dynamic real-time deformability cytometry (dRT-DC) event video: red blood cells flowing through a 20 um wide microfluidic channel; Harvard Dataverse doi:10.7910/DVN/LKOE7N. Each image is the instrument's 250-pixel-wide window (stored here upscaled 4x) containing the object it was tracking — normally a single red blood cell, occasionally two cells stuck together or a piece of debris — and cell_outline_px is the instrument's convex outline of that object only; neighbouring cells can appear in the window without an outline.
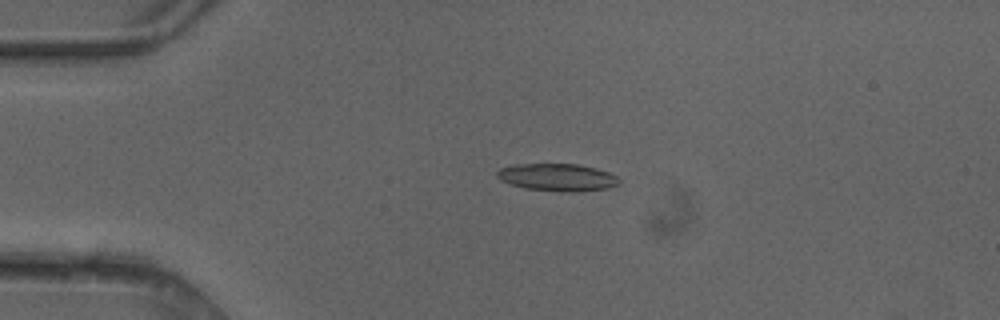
{"species": "common noctule bat (a hibernating species)", "species_latin": "Nyctalus noctula", "temperature_condition": "cold", "stored_images_in_passage": 5, "camera_frame_rate_fps": 3000, "um_per_image_px": 0.085, "animal": {"sex": "female"}, "frame": {"image": 1, "passage_image": 3, "time_ms": 0.667, "image_size_px": [1000, 320], "cell_outline_px": [[620, 184], [608, 188], [572, 192], [568, 192], [524, 188], [500, 180], [496, 176], [496, 172], [500, 168], [512, 164], [576, 164], [596, 168], [608, 172], [616, 176], [620, 180]], "centroid_in_image_um": [47.37, 15.06], "position_along_channel_um": 37.6, "area_um2": 19.48}}
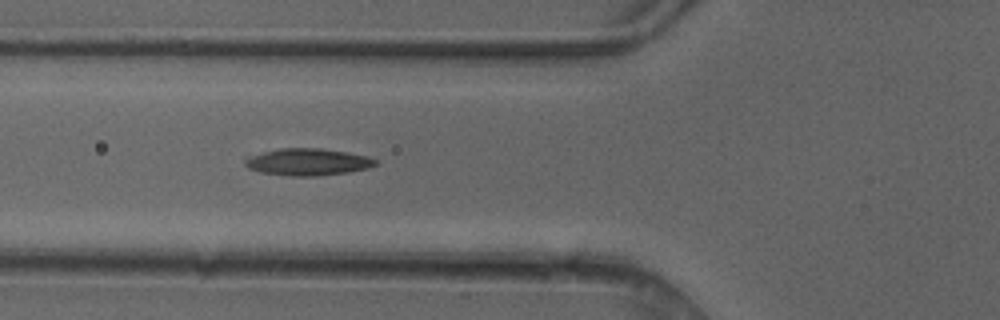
{"frame": {"image": 2, "passage_image": 5, "time_ms": 1.333, "image_size_px": [1000, 320], "cell_outline_px": [[380, 164], [368, 168], [348, 172], [316, 176], [292, 176], [260, 172], [248, 168], [244, 164], [244, 156], [280, 148], [320, 148], [368, 156], [376, 160]], "centroid_in_image_um": [26.12, 13.76], "position_along_channel_um": 99.7, "area_um2": 20.63}}